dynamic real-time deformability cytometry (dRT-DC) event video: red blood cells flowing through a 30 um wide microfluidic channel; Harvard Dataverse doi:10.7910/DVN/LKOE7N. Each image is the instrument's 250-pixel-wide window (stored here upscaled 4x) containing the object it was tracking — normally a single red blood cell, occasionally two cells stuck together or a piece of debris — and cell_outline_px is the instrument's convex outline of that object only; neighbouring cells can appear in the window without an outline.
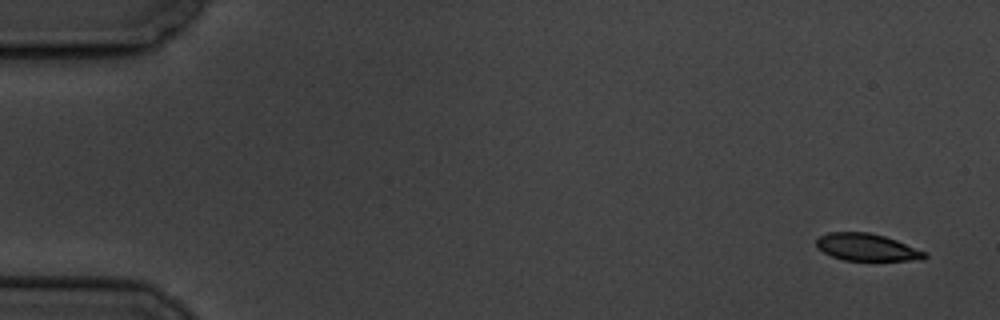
{"species": "common noctule bat (a hibernating species)", "species_latin": "Nyctalus noctula", "temperature_condition": "cold", "stored_images_in_passage": 3, "camera_frame_rate_fps": 3000, "um_per_image_px": 0.085, "animal": {"sex": "male", "body_mass_g": 19.5, "forearm_length_mm": 54.6}, "frame": {"image": 1, "passage_image": 1, "time_ms": 0.0, "image_size_px": [1000, 320], "cell_outline_px": [[928, 256], [924, 260], [844, 260], [832, 256], [824, 252], [816, 244], [816, 240], [820, 236], [828, 232], [868, 232], [884, 236], [896, 240], [928, 252]], "centroid_in_image_um": [73.73, 21.01], "position_along_channel_um": 11.3, "area_um2": 17.11}}